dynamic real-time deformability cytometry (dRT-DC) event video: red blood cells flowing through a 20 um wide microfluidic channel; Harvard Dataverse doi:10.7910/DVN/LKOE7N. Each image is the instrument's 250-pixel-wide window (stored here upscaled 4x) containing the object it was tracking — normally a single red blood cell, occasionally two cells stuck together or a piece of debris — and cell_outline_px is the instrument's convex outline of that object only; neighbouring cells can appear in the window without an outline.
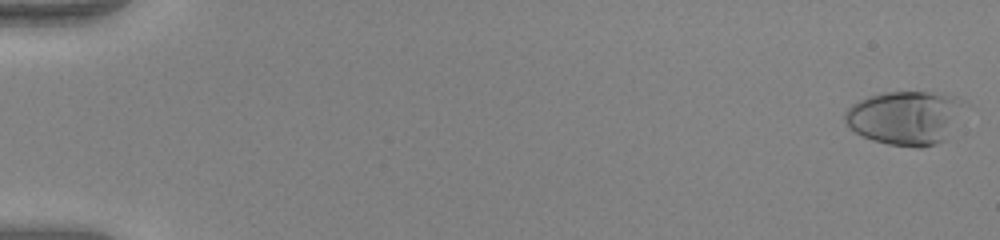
{"species": "human", "species_latin": "Homo sapiens", "temperature_condition": "warm", "stored_images_in_passage": 53, "camera_frame_rate_fps": 3000, "um_per_image_px": 0.085, "donor": {"sex": "female"}, "frame": {"image": 1, "passage_image": 1, "time_ms": 0.0, "image_size_px": [1000, 240], "cell_outline_px": [[968, 104], [944, 140], [936, 144], [920, 148], [916, 148], [888, 144], [872, 140], [848, 128], [844, 120], [844, 116], [848, 108], [852, 104], [868, 96], [884, 92], [940, 92], [956, 96], [968, 100]], "centroid_in_image_um": [76.99, 9.98], "position_along_channel_um": 8.0, "area_um2": 37.97}}
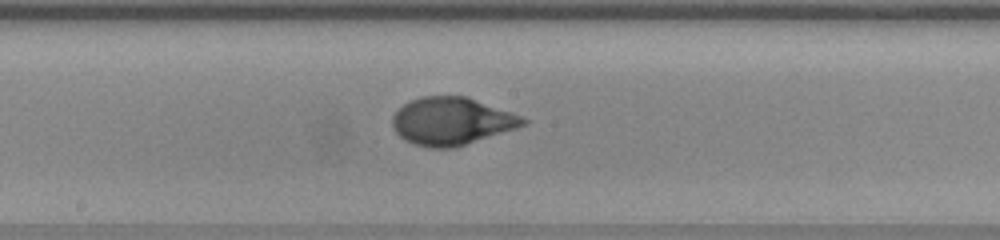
{"frame": {"image": 2, "passage_image": 30, "time_ms": 9.667, "image_size_px": [1000, 240], "cell_outline_px": [[528, 124], [516, 128], [452, 148], [428, 148], [404, 140], [392, 128], [392, 116], [408, 100], [424, 96], [468, 96], [520, 116], [528, 120]], "centroid_in_image_um": [38.36, 10.29], "position_along_channel_um": 209.8, "area_um2": 36.01}}
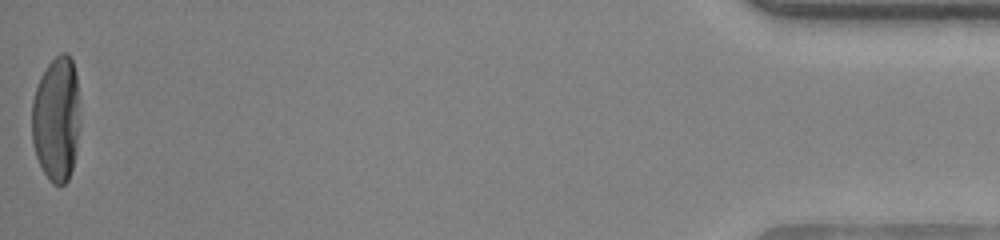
{"frame": {"image": 3, "passage_image": 53, "time_ms": 17.333, "image_size_px": [1000, 240], "cell_outline_px": [[80, 128], [76, 152], [72, 168], [68, 180], [64, 184], [52, 184], [48, 180], [36, 156], [32, 144], [32, 100], [40, 76], [48, 64], [60, 52], [64, 52], [72, 60], [76, 72], [80, 124]], "centroid_in_image_um": [4.8, 10.12], "position_along_channel_um": 430.4, "area_um2": 35.43}, "authors_computed_cell_mechanics": {"area_um2": 35.4314, "velocity_mm_per_s": 4.0046, "shape_relaxation_time_tau1_ms": 3.9412, "shape_relaxation_time_tau2_ms": null, "deformation_change_tau1": 0.2521, "deformation_change_tau2": null}}